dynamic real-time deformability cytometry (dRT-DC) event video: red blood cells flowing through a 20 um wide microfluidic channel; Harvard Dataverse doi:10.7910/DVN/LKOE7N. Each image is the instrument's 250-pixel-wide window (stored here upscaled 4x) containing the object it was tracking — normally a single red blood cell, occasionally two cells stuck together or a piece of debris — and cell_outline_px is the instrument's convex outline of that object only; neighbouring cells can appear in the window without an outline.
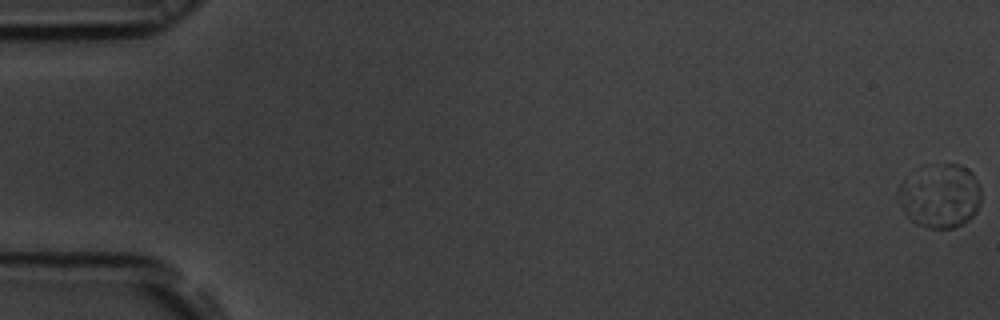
{"species": "common noctule bat (a hibernating species)", "species_latin": "Nyctalus noctula", "temperature_condition": "room temperature", "stored_images_in_passage": 58, "segment_of_instrument_passage": [1, 2], "camera_frame_rate_fps": 3000, "um_per_image_px": 0.085, "animal": {"sex": "male", "body_mass_g": 19.5, "forearm_length_mm": 54.6}, "frame": {"image": 1, "passage_image": 1, "time_ms": 0.0, "image_size_px": [1000, 320], "cell_outline_px": [[980, 204], [976, 212], [968, 220], [952, 228], [928, 228], [916, 224], [908, 216], [900, 204], [896, 192], [896, 188], [904, 180], [944, 164], [960, 164], [968, 168], [972, 172], [980, 184]], "centroid_in_image_um": [79.96, 16.7], "position_along_channel_um": 5.0, "area_um2": 30.0}}
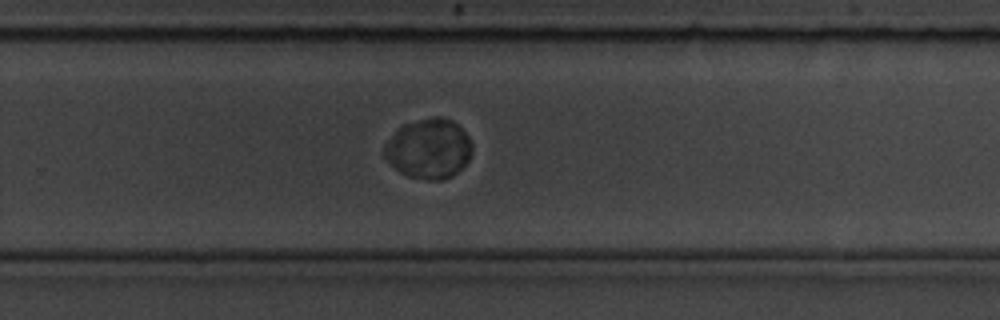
{"frame": {"image": 2, "passage_image": 38, "time_ms": 12.333, "image_size_px": [1000, 320], "cell_outline_px": [[472, 152], [468, 160], [452, 176], [440, 180], [428, 180], [408, 176], [400, 172], [384, 156], [384, 144], [396, 128], [404, 124], [432, 116], [440, 116], [452, 120], [468, 136], [472, 144]], "centroid_in_image_um": [36.43, 12.62], "position_along_channel_um": 293.4, "area_um2": 30.58}}
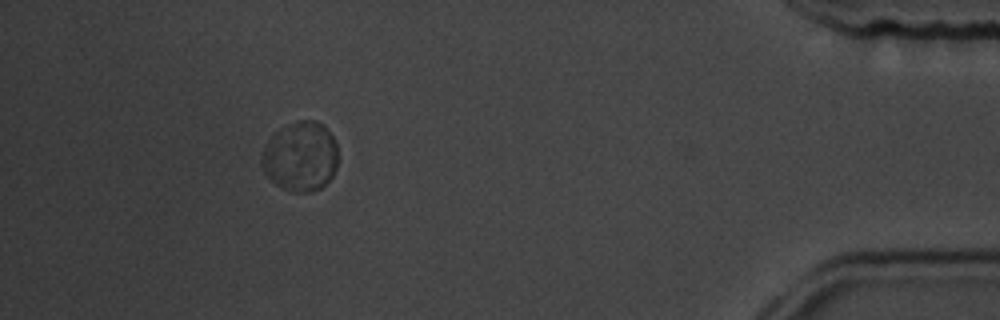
{"frame": {"image": 3, "passage_image": 52, "time_ms": 17.0, "image_size_px": [1000, 320], "cell_outline_px": [[336, 168], [332, 176], [320, 188], [312, 192], [288, 192], [276, 184], [264, 172], [260, 164], [260, 156], [264, 148], [272, 136], [280, 128], [300, 120], [316, 120], [332, 136], [336, 144]], "centroid_in_image_um": [25.51, 13.33], "position_along_channel_um": 409.7, "area_um2": 30.75}}